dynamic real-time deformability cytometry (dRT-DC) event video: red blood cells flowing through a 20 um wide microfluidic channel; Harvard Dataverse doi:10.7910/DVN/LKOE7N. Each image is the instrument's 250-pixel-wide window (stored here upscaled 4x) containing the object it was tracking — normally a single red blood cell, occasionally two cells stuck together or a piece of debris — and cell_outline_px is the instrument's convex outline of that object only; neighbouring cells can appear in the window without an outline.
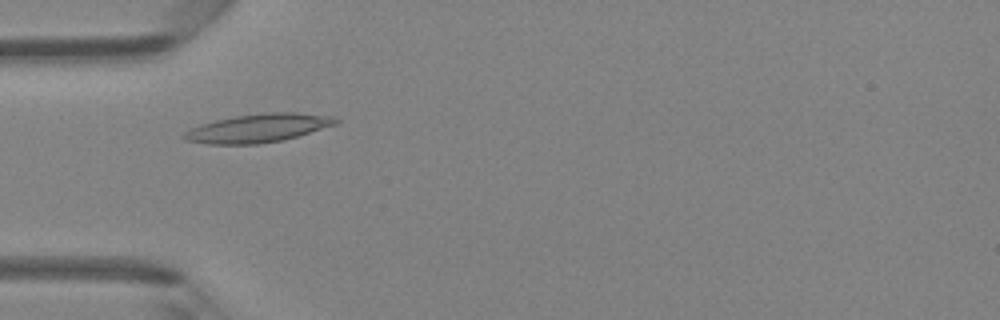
{"species": "Egyptian fruit bat (a non-hibernating species)", "species_latin": "Rousettus aegyptiacus", "temperature_condition": "room temperature", "stored_images_in_passage": 37, "camera_frame_rate_fps": 3000, "um_per_image_px": 0.085, "animal": {"sex": "female"}, "frame": {"image": 1, "passage_image": 4, "time_ms": 1.0, "image_size_px": [1000, 320], "cell_outline_px": [[340, 120], [336, 124], [284, 140], [256, 144], [208, 144], [184, 140], [180, 136], [184, 132], [200, 124], [216, 120], [236, 116], [264, 112], [296, 112], [336, 116]], "centroid_in_image_um": [21.95, 10.88], "position_along_channel_um": 63.1, "area_um2": 25.26}}
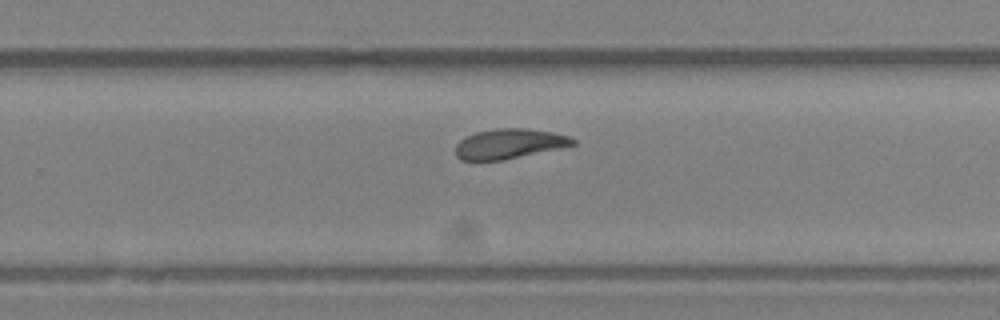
{"frame": {"image": 2, "passage_image": 20, "time_ms": 6.333, "image_size_px": [1000, 320], "cell_outline_px": [[576, 144], [560, 148], [504, 160], [460, 160], [456, 156], [456, 144], [464, 136], [476, 132], [496, 128], [528, 128], [552, 132], [568, 136], [576, 140]], "centroid_in_image_um": [43.27, 12.21], "position_along_channel_um": 286.5, "area_um2": 20.52}}
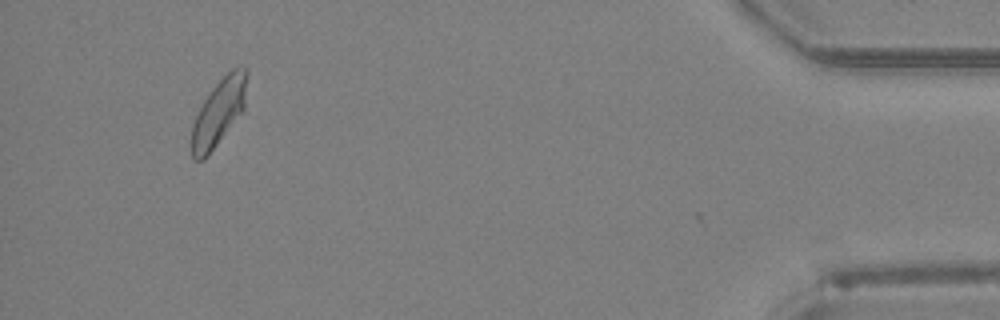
{"frame": {"image": 3, "passage_image": 34, "time_ms": 11.0, "image_size_px": [1000, 320], "cell_outline_px": [[248, 76], [244, 108], [208, 156], [204, 160], [192, 160], [192, 124], [204, 100], [212, 88], [232, 68], [248, 68]], "centroid_in_image_um": [18.6, 9.54], "position_along_channel_um": 416.6, "area_um2": 21.15}, "authors_computed_cell_mechanics": {"area_um2": 21.0392, "velocity_mm_per_s": 4.227, "shape_relaxation_time_tau1_ms": 8.033, "shape_relaxation_time_tau2_ms": 2.886, "deformation_change_tau1": 0.1951, "deformation_change_tau2": 0.0892}}